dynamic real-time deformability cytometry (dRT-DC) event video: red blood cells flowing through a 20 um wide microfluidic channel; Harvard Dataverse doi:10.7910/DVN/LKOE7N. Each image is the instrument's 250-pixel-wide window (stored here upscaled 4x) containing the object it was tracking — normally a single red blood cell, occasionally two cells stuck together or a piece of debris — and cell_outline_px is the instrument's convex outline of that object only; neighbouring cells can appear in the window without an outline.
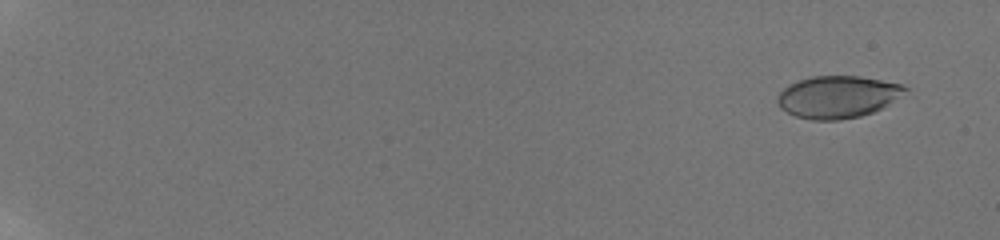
{"species": "human", "species_latin": "Homo sapiens", "temperature_condition": "room temperature", "stored_images_in_passage": 25, "camera_frame_rate_fps": 3000, "um_per_image_px": 0.085, "donor": {"sex": "male"}, "frame": {"image": 1, "passage_image": 2, "time_ms": 0.333, "image_size_px": [1000, 240], "cell_outline_px": [[916, 96], [872, 112], [860, 116], [840, 120], [812, 120], [796, 116], [780, 108], [776, 100], [780, 92], [788, 84], [812, 76], [860, 76], [904, 84], [912, 88]], "centroid_in_image_um": [71.43, 8.23], "position_along_channel_um": 13.6, "area_um2": 32.71}}
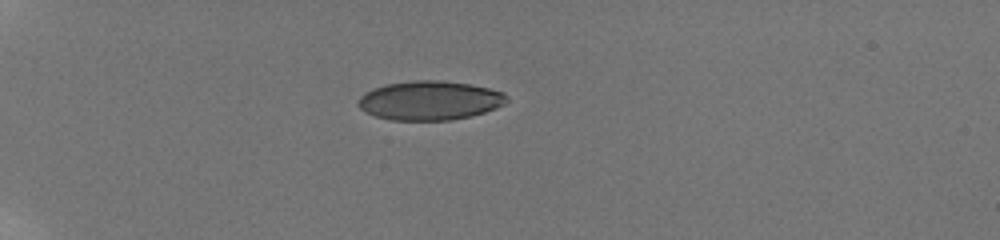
{"frame": {"image": 2, "passage_image": 16, "time_ms": 5.667, "image_size_px": [1000, 240], "cell_outline_px": [[508, 100], [504, 104], [496, 108], [484, 112], [452, 120], [392, 120], [376, 116], [360, 108], [356, 104], [356, 100], [364, 92], [372, 88], [384, 84], [412, 80], [440, 80], [468, 84], [488, 88], [504, 92], [508, 96]], "centroid_in_image_um": [36.5, 8.53], "position_along_channel_um": 48.5, "area_um2": 33.99}}